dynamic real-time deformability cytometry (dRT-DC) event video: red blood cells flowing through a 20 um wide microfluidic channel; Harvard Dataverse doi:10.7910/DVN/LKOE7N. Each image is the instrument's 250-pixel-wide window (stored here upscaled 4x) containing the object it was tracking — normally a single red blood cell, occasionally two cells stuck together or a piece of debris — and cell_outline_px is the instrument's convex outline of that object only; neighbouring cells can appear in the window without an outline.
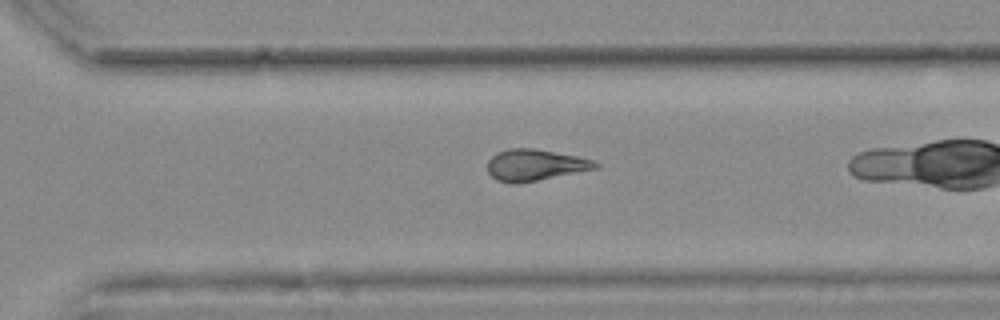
{"species": "common noctule bat (a hibernating species)", "species_latin": "Nyctalus noctula", "temperature_condition": "warm", "stored_images_in_passage": 39, "camera_frame_rate_fps": 3000, "um_per_image_px": 0.085, "animal": {"sex": "female", "body_mass_g": 25.1}, "frame": {"image": 1, "passage_image": 34, "time_ms": 11.0, "image_size_px": [1000, 320], "cell_outline_px": [[600, 168], [516, 184], [512, 184], [496, 180], [488, 172], [488, 160], [496, 152], [508, 148], [536, 148], [576, 156], [592, 160], [600, 164]], "centroid_in_image_um": [45.47, 14.02], "position_along_channel_um": 325.1, "area_um2": 19.83}}